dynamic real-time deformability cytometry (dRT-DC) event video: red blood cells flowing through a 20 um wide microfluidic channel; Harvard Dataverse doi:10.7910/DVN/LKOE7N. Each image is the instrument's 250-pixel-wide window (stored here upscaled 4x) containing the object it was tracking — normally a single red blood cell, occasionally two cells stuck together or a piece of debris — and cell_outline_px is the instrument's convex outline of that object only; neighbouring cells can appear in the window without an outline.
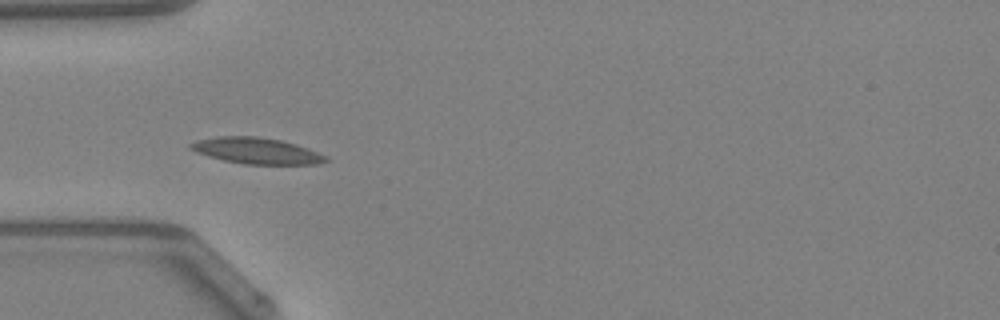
{"species": "Egyptian fruit bat (a non-hibernating species)", "species_latin": "Rousettus aegyptiacus", "temperature_condition": "warm", "stored_images_in_passage": 34, "camera_frame_rate_fps": 3000, "um_per_image_px": 0.085, "animal": {"sex": "female"}, "frame": {"image": 1, "passage_image": 1, "time_ms": 0.0, "image_size_px": [1000, 320], "cell_outline_px": [[328, 160], [320, 164], [244, 164], [224, 160], [208, 156], [196, 152], [188, 148], [188, 144], [196, 140], [216, 136], [256, 136], [280, 140], [296, 144], [308, 148], [328, 156]], "centroid_in_image_um": [21.79, 12.81], "position_along_channel_um": 63.2, "area_um2": 20.69}, "authors_computed_cell_mechanics": {"area_um2": 18.1781, "velocity_mm_per_s": 4.2099, "shape_relaxation_time_tau1_ms": 3.6486, "shape_relaxation_time_tau2_ms": 5.2482, "deformation_change_tau1": 0.1222, "deformation_change_tau2": 0.0999}}